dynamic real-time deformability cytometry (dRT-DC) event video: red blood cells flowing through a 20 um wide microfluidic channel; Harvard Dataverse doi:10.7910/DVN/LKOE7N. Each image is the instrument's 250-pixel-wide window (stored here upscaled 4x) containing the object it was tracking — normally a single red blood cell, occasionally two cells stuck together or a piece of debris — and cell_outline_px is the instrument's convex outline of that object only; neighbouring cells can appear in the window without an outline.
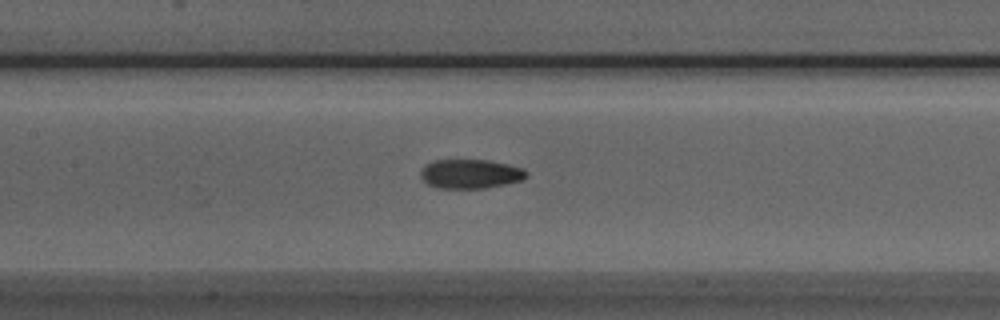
{"species": "Egyptian fruit bat (a non-hibernating species)", "species_latin": "Rousettus aegyptiacus", "temperature_condition": "room temperature", "stored_images_in_passage": 36, "camera_frame_rate_fps": 3000, "um_per_image_px": 0.085, "animal": {"sex": "male"}, "frame": {"image": 1, "passage_image": 8, "time_ms": 2.333, "image_size_px": [1000, 320], "cell_outline_px": [[528, 176], [524, 180], [484, 188], [436, 188], [428, 184], [420, 176], [420, 172], [428, 164], [436, 160], [488, 160], [508, 164], [524, 168], [528, 172]], "centroid_in_image_um": [40.04, 14.78], "position_along_channel_um": 167.4, "area_um2": 17.98}}
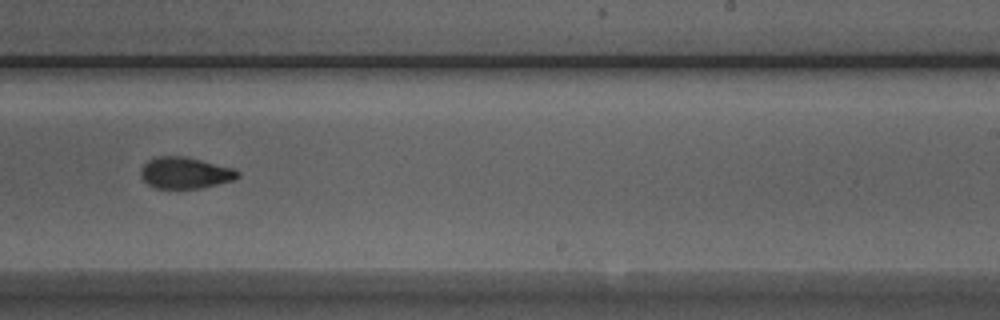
{"frame": {"image": 2, "passage_image": 16, "time_ms": 5.0, "image_size_px": [1000, 320], "cell_outline_px": [[240, 176], [232, 180], [200, 188], [156, 188], [148, 184], [140, 176], [140, 168], [148, 160], [156, 156], [184, 156], [236, 168], [240, 172]], "centroid_in_image_um": [15.73, 14.68], "position_along_channel_um": 273.3, "area_um2": 17.8}}
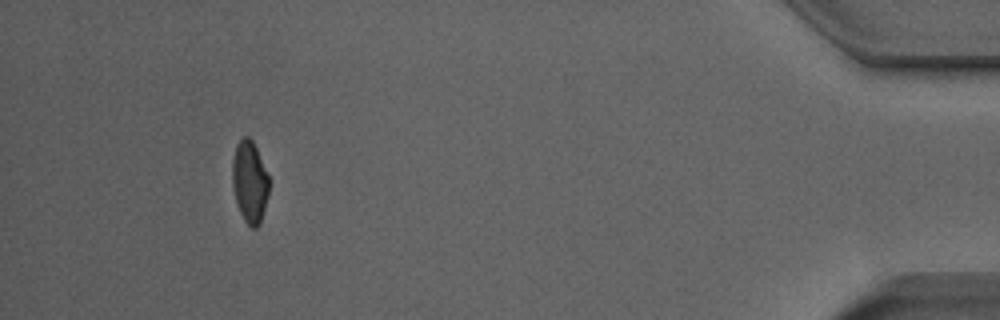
{"frame": {"image": 3, "passage_image": 32, "time_ms": 10.333, "image_size_px": [1000, 320], "cell_outline_px": [[268, 192], [260, 224], [256, 228], [252, 228], [244, 220], [240, 212], [236, 200], [232, 184], [232, 160], [236, 144], [244, 136], [248, 136], [252, 140], [256, 148], [268, 176]], "centroid_in_image_um": [21.2, 15.44], "position_along_channel_um": 414.0, "area_um2": 17.22}}